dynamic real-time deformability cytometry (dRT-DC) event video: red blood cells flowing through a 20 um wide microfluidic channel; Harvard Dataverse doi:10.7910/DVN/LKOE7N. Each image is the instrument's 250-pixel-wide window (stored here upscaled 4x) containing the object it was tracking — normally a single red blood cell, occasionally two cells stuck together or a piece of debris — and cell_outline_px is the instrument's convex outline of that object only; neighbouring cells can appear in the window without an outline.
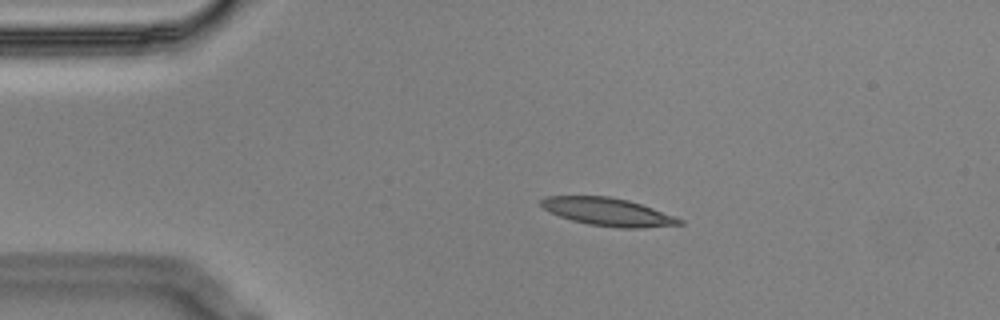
{"species": "Egyptian fruit bat (a non-hibernating species)", "species_latin": "Rousettus aegyptiacus", "temperature_condition": "cold", "stored_images_in_passage": 3, "camera_frame_rate_fps": 3000, "um_per_image_px": 0.085, "animal": {"sex": "male"}, "frame": {"image": 1, "passage_image": 2, "time_ms": 0.333, "image_size_px": [1000, 320], "cell_outline_px": [[684, 224], [640, 228], [620, 228], [588, 224], [572, 220], [560, 216], [544, 208], [540, 204], [540, 200], [544, 196], [608, 196], [628, 200], [652, 208], [684, 220]], "centroid_in_image_um": [51.67, 18.01], "position_along_channel_um": 33.3, "area_um2": 22.25}}